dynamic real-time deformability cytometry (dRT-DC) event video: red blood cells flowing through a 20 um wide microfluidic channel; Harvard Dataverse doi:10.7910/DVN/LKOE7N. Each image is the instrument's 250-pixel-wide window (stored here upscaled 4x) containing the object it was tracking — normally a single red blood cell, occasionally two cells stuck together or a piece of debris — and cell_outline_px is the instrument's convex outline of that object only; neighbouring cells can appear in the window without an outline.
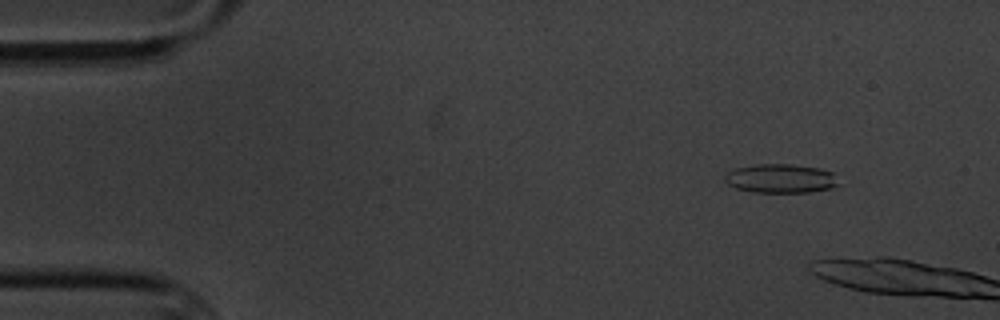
{"species": "common noctule bat (a hibernating species)", "species_latin": "Nyctalus noctula", "temperature_condition": "cold", "stored_images_in_passage": 10, "camera_frame_rate_fps": 3000, "um_per_image_px": 0.085, "animal": {"sex": "male", "body_mass_g": 20.1, "forearm_length_mm": 53.5}, "frame": {"image": 1, "passage_image": 2, "time_ms": 1.333, "image_size_px": [1000, 320], "cell_outline_px": [[840, 184], [832, 188], [808, 192], [752, 192], [736, 188], [728, 184], [724, 180], [724, 176], [728, 172], [736, 168], [756, 164], [792, 164], [820, 168], [832, 172]], "centroid_in_image_um": [66.36, 15.17], "position_along_channel_um": 18.6, "area_um2": 19.25}}
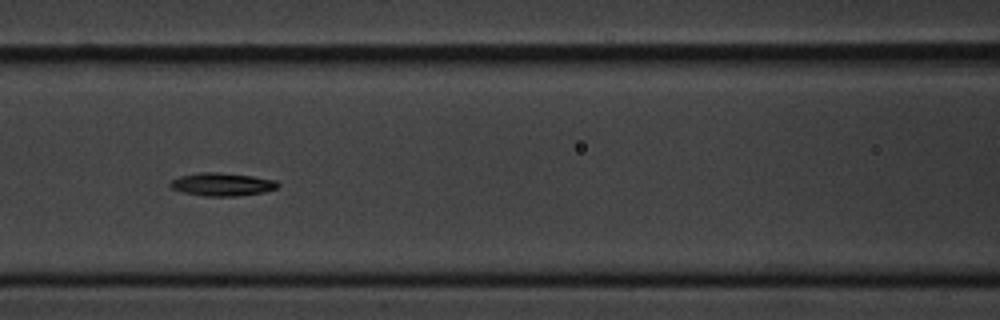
{"frame": {"image": 2, "passage_image": 9, "time_ms": 10.333, "image_size_px": [1000, 320], "cell_outline_px": [[280, 184], [276, 188], [264, 192], [236, 196], [204, 196], [184, 192], [172, 188], [168, 184], [172, 180], [180, 176], [200, 172], [220, 172], [252, 176], [276, 180]], "centroid_in_image_um": [18.89, 15.66], "position_along_channel_um": 147.7, "area_um2": 14.39}}
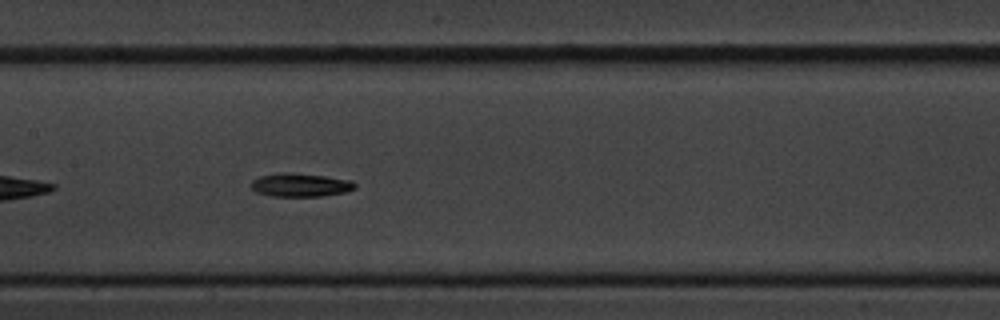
{"frame": {"image": 3, "passage_image": 10, "time_ms": 11.333, "image_size_px": [1000, 320], "cell_outline_px": [[356, 188], [344, 192], [324, 196], [272, 196], [256, 192], [252, 188], [252, 180], [260, 176], [284, 172], [288, 172], [324, 176], [352, 180], [356, 184]], "centroid_in_image_um": [25.55, 15.72], "position_along_channel_um": 181.8, "area_um2": 14.1}}